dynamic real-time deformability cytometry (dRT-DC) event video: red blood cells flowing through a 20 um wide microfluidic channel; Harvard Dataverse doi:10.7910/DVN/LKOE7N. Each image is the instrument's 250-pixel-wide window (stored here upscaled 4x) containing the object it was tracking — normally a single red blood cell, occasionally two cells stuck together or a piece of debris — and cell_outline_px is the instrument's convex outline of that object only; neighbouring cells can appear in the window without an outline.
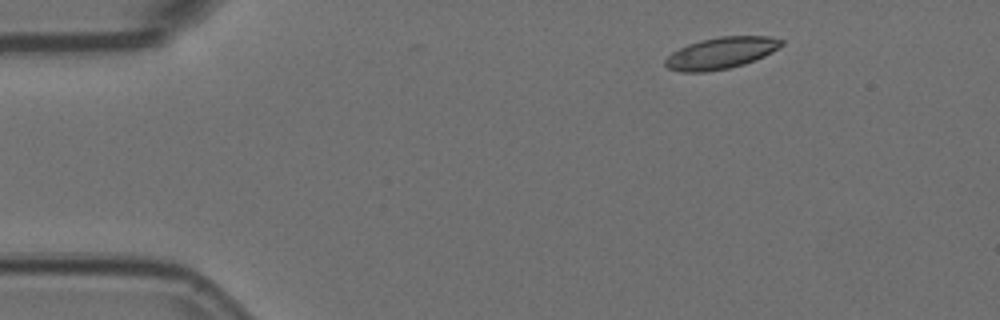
{"species": "Egyptian fruit bat (a non-hibernating species)", "species_latin": "Rousettus aegyptiacus", "temperature_condition": "room temperature", "stored_images_in_passage": 6, "segment_of_instrument_passage": [2, 2], "camera_frame_rate_fps": 3000, "um_per_image_px": 0.085, "animal": {"sex": "female"}, "frame": {"image": 1, "passage_image": 6, "time_ms": 1.667, "image_size_px": [1000, 320], "cell_outline_px": [[784, 44], [772, 52], [764, 56], [744, 64], [728, 68], [704, 72], [680, 72], [668, 68], [664, 64], [664, 60], [672, 52], [688, 44], [700, 40], [720, 36], [772, 36], [784, 40]], "centroid_in_image_um": [61.29, 4.5], "position_along_channel_um": 23.7, "area_um2": 21.44}}